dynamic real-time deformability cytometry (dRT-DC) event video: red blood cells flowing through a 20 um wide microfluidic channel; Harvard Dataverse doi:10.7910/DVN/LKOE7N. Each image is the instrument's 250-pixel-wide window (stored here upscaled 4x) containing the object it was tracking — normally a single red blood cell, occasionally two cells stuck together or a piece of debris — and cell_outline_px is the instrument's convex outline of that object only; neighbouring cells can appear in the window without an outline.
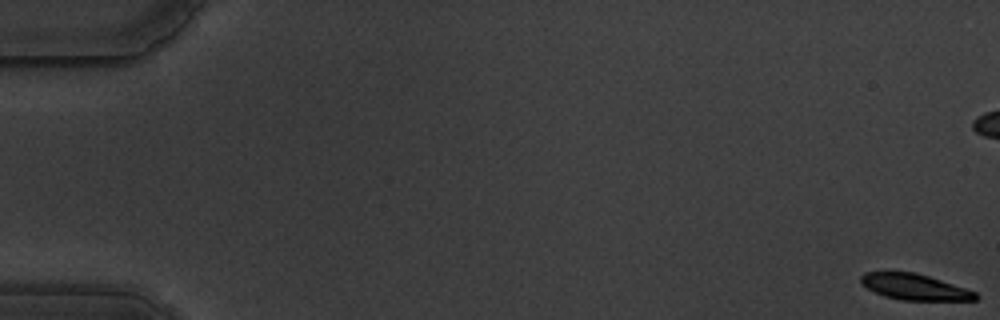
{"species": "common noctule bat (a hibernating species)", "species_latin": "Nyctalus noctula", "temperature_condition": "warm", "stored_images_in_passage": 60, "camera_frame_rate_fps": 3000, "um_per_image_px": 0.085, "animal": {"sex": "male", "body_mass_g": 19.5, "forearm_length_mm": 54.6}, "frame": {"image": 1, "passage_image": 1, "time_ms": 0.0, "image_size_px": [1000, 320], "cell_outline_px": [[980, 296], [976, 300], [904, 300], [884, 296], [860, 284], [860, 276], [864, 272], [888, 268], [912, 272], [928, 276], [976, 292]], "centroid_in_image_um": [77.63, 24.34], "position_along_channel_um": 7.4, "area_um2": 17.8}}
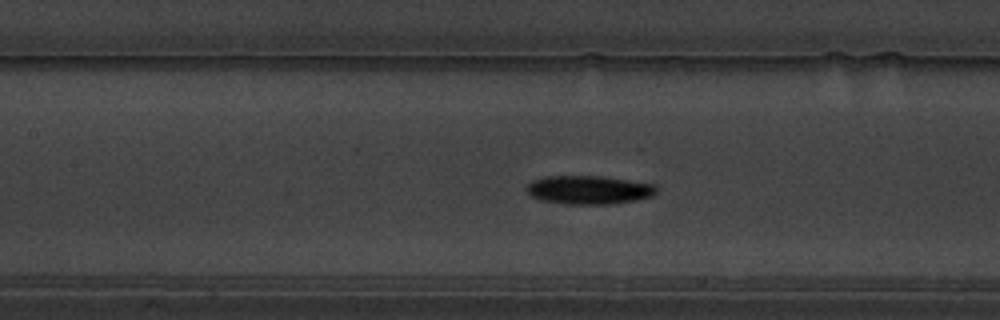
{"frame": {"image": 2, "passage_image": 28, "time_ms": 9.0, "image_size_px": [1000, 320], "cell_outline_px": [[656, 192], [652, 196], [612, 204], [568, 204], [540, 200], [532, 196], [524, 188], [532, 180], [544, 176], [600, 176], [656, 184]], "centroid_in_image_um": [50.01, 16.13], "position_along_channel_um": 157.4, "area_um2": 21.56}}
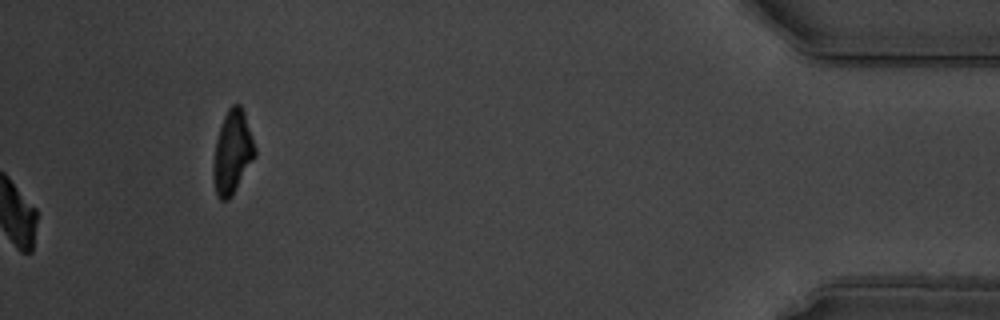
{"frame": {"image": 3, "passage_image": 60, "time_ms": 19.667, "image_size_px": [1000, 320], "cell_outline_px": [[256, 156], [232, 196], [228, 200], [220, 200], [216, 192], [212, 176], [212, 168], [216, 140], [224, 116], [228, 108], [232, 104], [240, 104], [244, 112], [256, 148]], "centroid_in_image_um": [19.75, 12.96], "position_along_channel_um": 415.4, "area_um2": 20.23}, "authors_computed_cell_mechanics": {"area_um2": 19.8832, "velocity_mm_per_s": 3.5081, "shape_relaxation_time_tau1_ms": 2.2323, "shape_relaxation_time_tau2_ms": null, "deformation_change_tau1": 0.1191, "deformation_change_tau2": null}}